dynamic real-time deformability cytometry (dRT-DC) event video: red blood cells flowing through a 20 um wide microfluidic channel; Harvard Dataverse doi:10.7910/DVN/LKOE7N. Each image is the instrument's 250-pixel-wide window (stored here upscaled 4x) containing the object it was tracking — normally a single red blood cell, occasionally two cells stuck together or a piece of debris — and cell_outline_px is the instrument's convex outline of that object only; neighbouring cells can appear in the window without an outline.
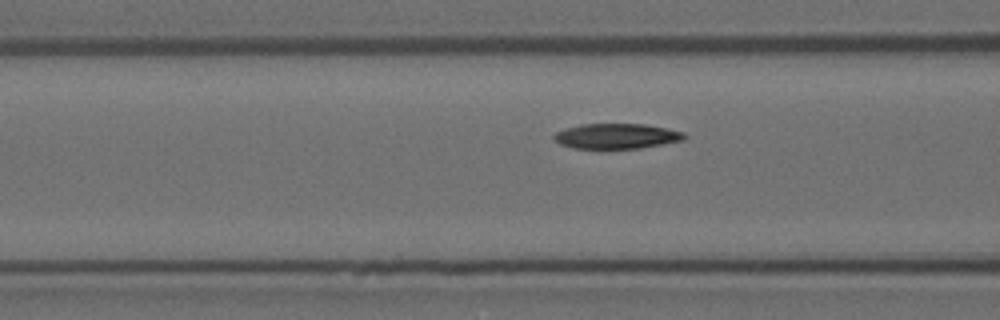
{"species": "Egyptian fruit bat (a non-hibernating species)", "species_latin": "Rousettus aegyptiacus", "temperature_condition": "room temperature", "stored_images_in_passage": 18, "camera_frame_rate_fps": 3000, "um_per_image_px": 0.085, "animal": {"sex": "female"}, "frame": {"image": 1, "passage_image": 16, "time_ms": 5.0, "image_size_px": [1000, 320], "cell_outline_px": [[688, 136], [684, 140], [640, 148], [572, 148], [560, 144], [552, 140], [552, 136], [556, 132], [580, 124], [644, 124], [668, 128], [684, 132]], "centroid_in_image_um": [52.42, 11.57], "position_along_channel_um": 114.2, "area_um2": 19.19}}